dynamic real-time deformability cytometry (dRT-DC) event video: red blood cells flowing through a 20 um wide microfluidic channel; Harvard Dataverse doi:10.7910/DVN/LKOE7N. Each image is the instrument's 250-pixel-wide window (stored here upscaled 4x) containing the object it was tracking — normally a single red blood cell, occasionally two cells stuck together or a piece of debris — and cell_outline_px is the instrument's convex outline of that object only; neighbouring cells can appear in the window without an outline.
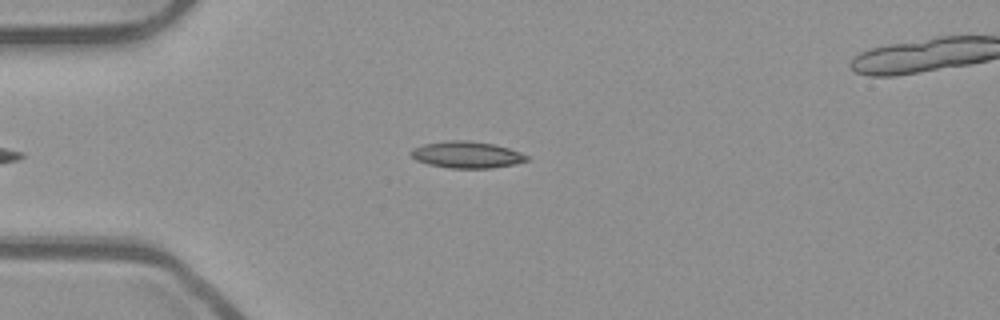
{"species": "common noctule bat (a hibernating species)", "species_latin": "Nyctalus noctula", "temperature_condition": "room temperature", "stored_images_in_passage": 34, "camera_frame_rate_fps": 3000, "um_per_image_px": 0.085, "animal": {"sex": "male", "body_mass_g": 23.1, "forearm_length_mm": 52.7}, "frame": {"image": 1, "passage_image": 1, "time_ms": 0.0, "image_size_px": [1000, 320], "cell_outline_px": [[528, 160], [516, 164], [492, 168], [448, 168], [428, 164], [416, 160], [408, 152], [412, 148], [424, 144], [448, 140], [472, 140], [492, 144], [508, 148], [520, 152], [528, 156]], "centroid_in_image_um": [39.65, 13.15], "position_along_channel_um": 45.3, "area_um2": 18.09}}
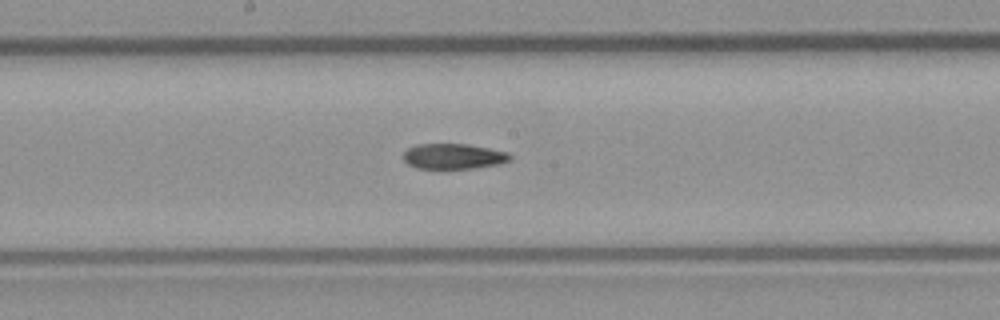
{"frame": {"image": 2, "passage_image": 15, "time_ms": 4.667, "image_size_px": [1000, 320], "cell_outline_px": [[512, 160], [500, 164], [472, 168], [416, 168], [408, 164], [404, 160], [404, 152], [408, 148], [416, 144], [468, 144], [508, 152], [512, 156]], "centroid_in_image_um": [38.57, 13.28], "position_along_channel_um": 209.6, "area_um2": 15.78}}
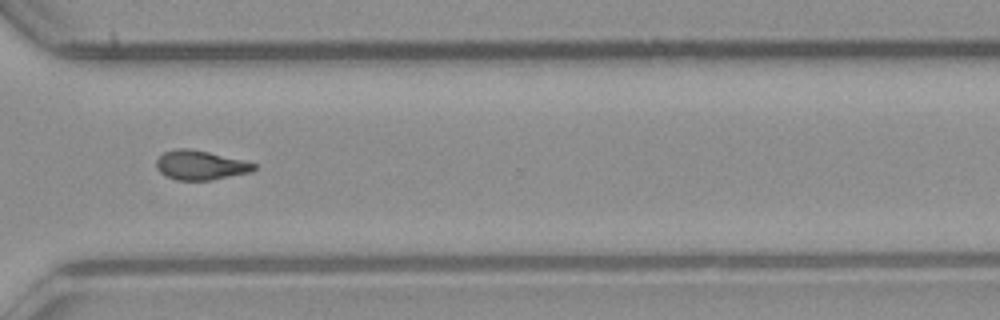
{"frame": {"image": 3, "passage_image": 26, "time_ms": 8.333, "image_size_px": [1000, 320], "cell_outline_px": [[256, 168], [252, 172], [212, 180], [176, 180], [164, 176], [156, 168], [156, 160], [164, 152], [176, 148], [188, 148], [208, 152], [256, 164]], "centroid_in_image_um": [17.0, 14.05], "position_along_channel_um": 353.6, "area_um2": 16.65}, "authors_computed_cell_mechanics": {"area_um2": 16.5597, "velocity_mm_per_s": 3.9383, "shape_relaxation_time_tau1_ms": null, "shape_relaxation_time_tau2_ms": 4.5547, "deformation_change_tau1": null, "deformation_change_tau2": 0.106}}